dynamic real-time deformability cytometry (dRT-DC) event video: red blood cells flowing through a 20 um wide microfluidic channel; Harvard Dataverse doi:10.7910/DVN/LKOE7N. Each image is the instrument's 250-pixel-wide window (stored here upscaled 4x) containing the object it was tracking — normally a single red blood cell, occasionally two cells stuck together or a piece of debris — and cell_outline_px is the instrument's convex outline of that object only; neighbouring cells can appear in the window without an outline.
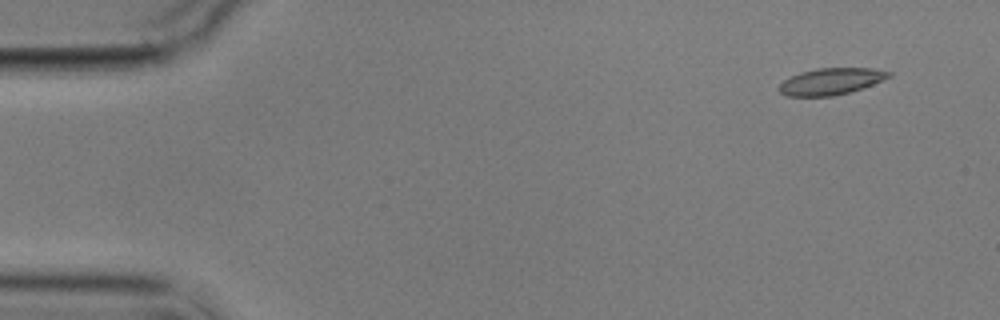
{"species": "common noctule bat (a hibernating species)", "species_latin": "Nyctalus noctula", "temperature_condition": "cold", "stored_images_in_passage": 6, "camera_frame_rate_fps": 3000, "um_per_image_px": 0.085, "animal": {"sex": "male", "body_mass_g": 17.9}, "frame": {"image": 1, "passage_image": 1, "time_ms": 0.0, "image_size_px": [1000, 320], "cell_outline_px": [[892, 76], [872, 84], [848, 92], [832, 96], [788, 96], [780, 92], [776, 88], [784, 80], [800, 72], [816, 68], [872, 68], [892, 72]], "centroid_in_image_um": [70.61, 6.91], "position_along_channel_um": 14.4, "area_um2": 16.88}}
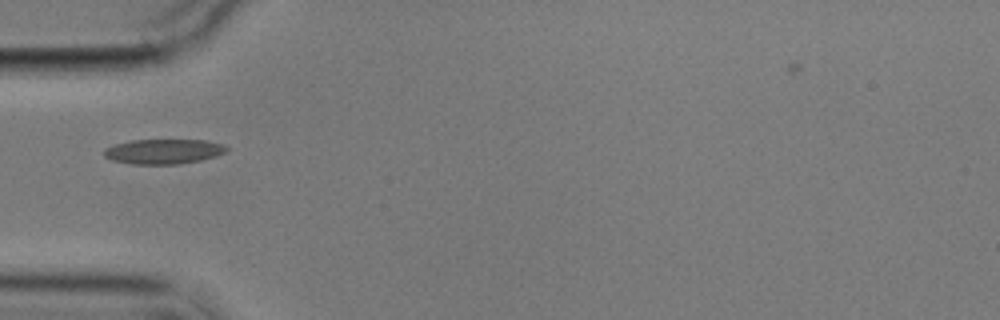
{"frame": {"image": 2, "passage_image": 5, "time_ms": 4.667, "image_size_px": [1000, 320], "cell_outline_px": [[228, 152], [216, 156], [200, 160], [176, 164], [132, 164], [112, 160], [104, 156], [104, 148], [116, 144], [132, 140], [208, 140], [224, 144], [228, 148]], "centroid_in_image_um": [13.94, 12.87], "position_along_channel_um": 71.1, "area_um2": 17.8}}
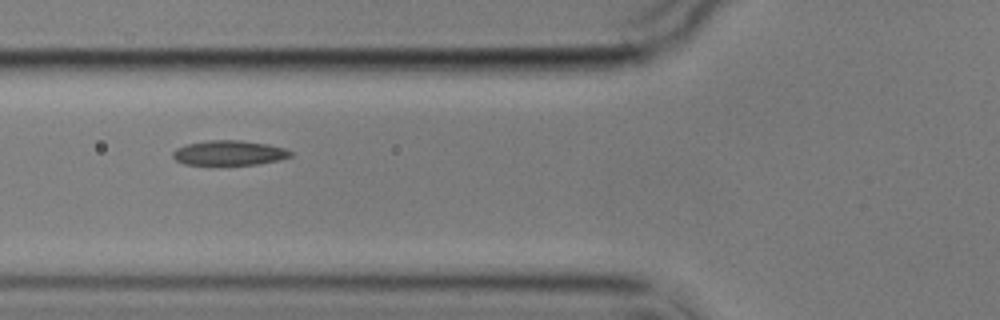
{"frame": {"image": 3, "passage_image": 6, "time_ms": 5.667, "image_size_px": [1000, 320], "cell_outline_px": [[292, 156], [280, 160], [260, 164], [220, 168], [184, 164], [176, 160], [172, 156], [172, 152], [176, 148], [188, 144], [208, 140], [240, 140], [268, 144], [284, 148], [292, 152]], "centroid_in_image_um": [19.45, 13.05], "position_along_channel_um": 106.3, "area_um2": 18.03}}